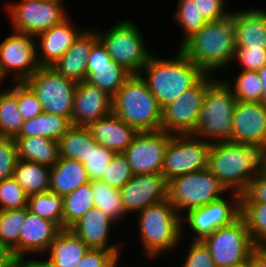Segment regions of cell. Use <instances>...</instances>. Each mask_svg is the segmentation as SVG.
Returning a JSON list of instances; mask_svg holds the SVG:
<instances>
[{
    "instance_id": "cell-37",
    "label": "cell",
    "mask_w": 266,
    "mask_h": 267,
    "mask_svg": "<svg viewBox=\"0 0 266 267\" xmlns=\"http://www.w3.org/2000/svg\"><path fill=\"white\" fill-rule=\"evenodd\" d=\"M132 74L112 61L110 67L95 68L87 81L113 97Z\"/></svg>"
},
{
    "instance_id": "cell-32",
    "label": "cell",
    "mask_w": 266,
    "mask_h": 267,
    "mask_svg": "<svg viewBox=\"0 0 266 267\" xmlns=\"http://www.w3.org/2000/svg\"><path fill=\"white\" fill-rule=\"evenodd\" d=\"M58 143L59 157L83 163L90 152L91 134L86 126L72 125Z\"/></svg>"
},
{
    "instance_id": "cell-16",
    "label": "cell",
    "mask_w": 266,
    "mask_h": 267,
    "mask_svg": "<svg viewBox=\"0 0 266 267\" xmlns=\"http://www.w3.org/2000/svg\"><path fill=\"white\" fill-rule=\"evenodd\" d=\"M28 34L14 30L0 43V65L4 73L15 72V82H24L39 69L37 40Z\"/></svg>"
},
{
    "instance_id": "cell-4",
    "label": "cell",
    "mask_w": 266,
    "mask_h": 267,
    "mask_svg": "<svg viewBox=\"0 0 266 267\" xmlns=\"http://www.w3.org/2000/svg\"><path fill=\"white\" fill-rule=\"evenodd\" d=\"M112 112L138 132L161 130L162 108L139 74H132L112 97Z\"/></svg>"
},
{
    "instance_id": "cell-50",
    "label": "cell",
    "mask_w": 266,
    "mask_h": 267,
    "mask_svg": "<svg viewBox=\"0 0 266 267\" xmlns=\"http://www.w3.org/2000/svg\"><path fill=\"white\" fill-rule=\"evenodd\" d=\"M197 1V8L199 13L207 22L220 20L231 12L227 13L224 6L225 0H194Z\"/></svg>"
},
{
    "instance_id": "cell-11",
    "label": "cell",
    "mask_w": 266,
    "mask_h": 267,
    "mask_svg": "<svg viewBox=\"0 0 266 267\" xmlns=\"http://www.w3.org/2000/svg\"><path fill=\"white\" fill-rule=\"evenodd\" d=\"M63 0H20L8 6L13 30L32 37L67 19Z\"/></svg>"
},
{
    "instance_id": "cell-54",
    "label": "cell",
    "mask_w": 266,
    "mask_h": 267,
    "mask_svg": "<svg viewBox=\"0 0 266 267\" xmlns=\"http://www.w3.org/2000/svg\"><path fill=\"white\" fill-rule=\"evenodd\" d=\"M14 267H52L46 260H27L25 257L16 259Z\"/></svg>"
},
{
    "instance_id": "cell-17",
    "label": "cell",
    "mask_w": 266,
    "mask_h": 267,
    "mask_svg": "<svg viewBox=\"0 0 266 267\" xmlns=\"http://www.w3.org/2000/svg\"><path fill=\"white\" fill-rule=\"evenodd\" d=\"M168 181L159 173L137 174L120 189L125 213H138L145 207L167 199Z\"/></svg>"
},
{
    "instance_id": "cell-44",
    "label": "cell",
    "mask_w": 266,
    "mask_h": 267,
    "mask_svg": "<svg viewBox=\"0 0 266 267\" xmlns=\"http://www.w3.org/2000/svg\"><path fill=\"white\" fill-rule=\"evenodd\" d=\"M17 104L24 120L32 119L43 112L40 101L24 82H17Z\"/></svg>"
},
{
    "instance_id": "cell-15",
    "label": "cell",
    "mask_w": 266,
    "mask_h": 267,
    "mask_svg": "<svg viewBox=\"0 0 266 267\" xmlns=\"http://www.w3.org/2000/svg\"><path fill=\"white\" fill-rule=\"evenodd\" d=\"M173 134L166 131L139 132L123 154L132 173L151 174L162 172L164 153Z\"/></svg>"
},
{
    "instance_id": "cell-7",
    "label": "cell",
    "mask_w": 266,
    "mask_h": 267,
    "mask_svg": "<svg viewBox=\"0 0 266 267\" xmlns=\"http://www.w3.org/2000/svg\"><path fill=\"white\" fill-rule=\"evenodd\" d=\"M96 32L112 60L131 74H139L153 54L146 48L141 30L131 20L117 22L105 34Z\"/></svg>"
},
{
    "instance_id": "cell-3",
    "label": "cell",
    "mask_w": 266,
    "mask_h": 267,
    "mask_svg": "<svg viewBox=\"0 0 266 267\" xmlns=\"http://www.w3.org/2000/svg\"><path fill=\"white\" fill-rule=\"evenodd\" d=\"M177 50L173 59H162L153 53L139 72L161 108L176 100L206 75L199 66ZM143 73H146V77Z\"/></svg>"
},
{
    "instance_id": "cell-31",
    "label": "cell",
    "mask_w": 266,
    "mask_h": 267,
    "mask_svg": "<svg viewBox=\"0 0 266 267\" xmlns=\"http://www.w3.org/2000/svg\"><path fill=\"white\" fill-rule=\"evenodd\" d=\"M0 92V137L15 138L24 123L17 104V82Z\"/></svg>"
},
{
    "instance_id": "cell-36",
    "label": "cell",
    "mask_w": 266,
    "mask_h": 267,
    "mask_svg": "<svg viewBox=\"0 0 266 267\" xmlns=\"http://www.w3.org/2000/svg\"><path fill=\"white\" fill-rule=\"evenodd\" d=\"M240 216L257 248H266V203H240Z\"/></svg>"
},
{
    "instance_id": "cell-8",
    "label": "cell",
    "mask_w": 266,
    "mask_h": 267,
    "mask_svg": "<svg viewBox=\"0 0 266 267\" xmlns=\"http://www.w3.org/2000/svg\"><path fill=\"white\" fill-rule=\"evenodd\" d=\"M225 192L228 191L206 168L170 179L167 199L181 215L184 211L205 206L223 197Z\"/></svg>"
},
{
    "instance_id": "cell-28",
    "label": "cell",
    "mask_w": 266,
    "mask_h": 267,
    "mask_svg": "<svg viewBox=\"0 0 266 267\" xmlns=\"http://www.w3.org/2000/svg\"><path fill=\"white\" fill-rule=\"evenodd\" d=\"M18 159L32 161L49 167L59 159L58 141L46 137H15Z\"/></svg>"
},
{
    "instance_id": "cell-38",
    "label": "cell",
    "mask_w": 266,
    "mask_h": 267,
    "mask_svg": "<svg viewBox=\"0 0 266 267\" xmlns=\"http://www.w3.org/2000/svg\"><path fill=\"white\" fill-rule=\"evenodd\" d=\"M26 217V207L0 210V239L7 244L19 258V235Z\"/></svg>"
},
{
    "instance_id": "cell-51",
    "label": "cell",
    "mask_w": 266,
    "mask_h": 267,
    "mask_svg": "<svg viewBox=\"0 0 266 267\" xmlns=\"http://www.w3.org/2000/svg\"><path fill=\"white\" fill-rule=\"evenodd\" d=\"M111 56L108 54L105 46L98 39L92 46L89 56L87 57V74L88 76L95 68L110 67L112 62Z\"/></svg>"
},
{
    "instance_id": "cell-46",
    "label": "cell",
    "mask_w": 266,
    "mask_h": 267,
    "mask_svg": "<svg viewBox=\"0 0 266 267\" xmlns=\"http://www.w3.org/2000/svg\"><path fill=\"white\" fill-rule=\"evenodd\" d=\"M182 267H217L202 240H192Z\"/></svg>"
},
{
    "instance_id": "cell-52",
    "label": "cell",
    "mask_w": 266,
    "mask_h": 267,
    "mask_svg": "<svg viewBox=\"0 0 266 267\" xmlns=\"http://www.w3.org/2000/svg\"><path fill=\"white\" fill-rule=\"evenodd\" d=\"M16 259L13 250L0 239V267H14Z\"/></svg>"
},
{
    "instance_id": "cell-22",
    "label": "cell",
    "mask_w": 266,
    "mask_h": 267,
    "mask_svg": "<svg viewBox=\"0 0 266 267\" xmlns=\"http://www.w3.org/2000/svg\"><path fill=\"white\" fill-rule=\"evenodd\" d=\"M60 230L55 222L31 213L26 207L19 235V257H25L27 253H46Z\"/></svg>"
},
{
    "instance_id": "cell-42",
    "label": "cell",
    "mask_w": 266,
    "mask_h": 267,
    "mask_svg": "<svg viewBox=\"0 0 266 267\" xmlns=\"http://www.w3.org/2000/svg\"><path fill=\"white\" fill-rule=\"evenodd\" d=\"M133 175L127 157L123 153H115L107 171L100 180L110 187L120 190Z\"/></svg>"
},
{
    "instance_id": "cell-34",
    "label": "cell",
    "mask_w": 266,
    "mask_h": 267,
    "mask_svg": "<svg viewBox=\"0 0 266 267\" xmlns=\"http://www.w3.org/2000/svg\"><path fill=\"white\" fill-rule=\"evenodd\" d=\"M28 211L55 222L63 229V196L52 191L41 192L29 196Z\"/></svg>"
},
{
    "instance_id": "cell-25",
    "label": "cell",
    "mask_w": 266,
    "mask_h": 267,
    "mask_svg": "<svg viewBox=\"0 0 266 267\" xmlns=\"http://www.w3.org/2000/svg\"><path fill=\"white\" fill-rule=\"evenodd\" d=\"M236 48L266 49V9L235 11Z\"/></svg>"
},
{
    "instance_id": "cell-10",
    "label": "cell",
    "mask_w": 266,
    "mask_h": 267,
    "mask_svg": "<svg viewBox=\"0 0 266 267\" xmlns=\"http://www.w3.org/2000/svg\"><path fill=\"white\" fill-rule=\"evenodd\" d=\"M24 83L34 92L43 112L67 117L71 121L76 84L52 67H39Z\"/></svg>"
},
{
    "instance_id": "cell-40",
    "label": "cell",
    "mask_w": 266,
    "mask_h": 267,
    "mask_svg": "<svg viewBox=\"0 0 266 267\" xmlns=\"http://www.w3.org/2000/svg\"><path fill=\"white\" fill-rule=\"evenodd\" d=\"M177 4L178 7L174 18L183 29V36H185L179 45L180 47L187 39L198 32L207 21L202 17L201 13H199L197 1L179 0Z\"/></svg>"
},
{
    "instance_id": "cell-41",
    "label": "cell",
    "mask_w": 266,
    "mask_h": 267,
    "mask_svg": "<svg viewBox=\"0 0 266 267\" xmlns=\"http://www.w3.org/2000/svg\"><path fill=\"white\" fill-rule=\"evenodd\" d=\"M115 152L98 144L91 136L90 152L84 165L90 181L100 180L107 171Z\"/></svg>"
},
{
    "instance_id": "cell-55",
    "label": "cell",
    "mask_w": 266,
    "mask_h": 267,
    "mask_svg": "<svg viewBox=\"0 0 266 267\" xmlns=\"http://www.w3.org/2000/svg\"><path fill=\"white\" fill-rule=\"evenodd\" d=\"M262 82V102L266 104V65L258 70Z\"/></svg>"
},
{
    "instance_id": "cell-29",
    "label": "cell",
    "mask_w": 266,
    "mask_h": 267,
    "mask_svg": "<svg viewBox=\"0 0 266 267\" xmlns=\"http://www.w3.org/2000/svg\"><path fill=\"white\" fill-rule=\"evenodd\" d=\"M71 126V121L67 117L42 112L32 119L24 120L16 137L42 136L59 141Z\"/></svg>"
},
{
    "instance_id": "cell-19",
    "label": "cell",
    "mask_w": 266,
    "mask_h": 267,
    "mask_svg": "<svg viewBox=\"0 0 266 267\" xmlns=\"http://www.w3.org/2000/svg\"><path fill=\"white\" fill-rule=\"evenodd\" d=\"M232 142L266 146V104L253 101L236 102Z\"/></svg>"
},
{
    "instance_id": "cell-2",
    "label": "cell",
    "mask_w": 266,
    "mask_h": 267,
    "mask_svg": "<svg viewBox=\"0 0 266 267\" xmlns=\"http://www.w3.org/2000/svg\"><path fill=\"white\" fill-rule=\"evenodd\" d=\"M235 12L207 22L178 49L206 74L230 66L236 52Z\"/></svg>"
},
{
    "instance_id": "cell-33",
    "label": "cell",
    "mask_w": 266,
    "mask_h": 267,
    "mask_svg": "<svg viewBox=\"0 0 266 267\" xmlns=\"http://www.w3.org/2000/svg\"><path fill=\"white\" fill-rule=\"evenodd\" d=\"M92 181L63 196V229L70 228L94 207Z\"/></svg>"
},
{
    "instance_id": "cell-48",
    "label": "cell",
    "mask_w": 266,
    "mask_h": 267,
    "mask_svg": "<svg viewBox=\"0 0 266 267\" xmlns=\"http://www.w3.org/2000/svg\"><path fill=\"white\" fill-rule=\"evenodd\" d=\"M234 59H238L242 70L258 71L266 65V49L236 48Z\"/></svg>"
},
{
    "instance_id": "cell-12",
    "label": "cell",
    "mask_w": 266,
    "mask_h": 267,
    "mask_svg": "<svg viewBox=\"0 0 266 267\" xmlns=\"http://www.w3.org/2000/svg\"><path fill=\"white\" fill-rule=\"evenodd\" d=\"M206 74L196 85L162 108L161 130L173 135L194 134L207 88L216 80Z\"/></svg>"
},
{
    "instance_id": "cell-6",
    "label": "cell",
    "mask_w": 266,
    "mask_h": 267,
    "mask_svg": "<svg viewBox=\"0 0 266 267\" xmlns=\"http://www.w3.org/2000/svg\"><path fill=\"white\" fill-rule=\"evenodd\" d=\"M236 102L228 84L216 79L206 90L193 135L209 143L232 141Z\"/></svg>"
},
{
    "instance_id": "cell-18",
    "label": "cell",
    "mask_w": 266,
    "mask_h": 267,
    "mask_svg": "<svg viewBox=\"0 0 266 267\" xmlns=\"http://www.w3.org/2000/svg\"><path fill=\"white\" fill-rule=\"evenodd\" d=\"M112 112V97L87 80L79 81L73 99L71 125L87 126Z\"/></svg>"
},
{
    "instance_id": "cell-20",
    "label": "cell",
    "mask_w": 266,
    "mask_h": 267,
    "mask_svg": "<svg viewBox=\"0 0 266 267\" xmlns=\"http://www.w3.org/2000/svg\"><path fill=\"white\" fill-rule=\"evenodd\" d=\"M82 32L75 29V25L73 26L70 19L67 18L62 23L38 35L39 43H36L38 65L51 67L65 54Z\"/></svg>"
},
{
    "instance_id": "cell-1",
    "label": "cell",
    "mask_w": 266,
    "mask_h": 267,
    "mask_svg": "<svg viewBox=\"0 0 266 267\" xmlns=\"http://www.w3.org/2000/svg\"><path fill=\"white\" fill-rule=\"evenodd\" d=\"M207 169L228 192L241 194L254 176L266 174V146L232 141L211 143Z\"/></svg>"
},
{
    "instance_id": "cell-21",
    "label": "cell",
    "mask_w": 266,
    "mask_h": 267,
    "mask_svg": "<svg viewBox=\"0 0 266 267\" xmlns=\"http://www.w3.org/2000/svg\"><path fill=\"white\" fill-rule=\"evenodd\" d=\"M114 220L100 208L93 207L87 211L71 229L89 248L110 250L113 254H120V246L108 245L110 230Z\"/></svg>"
},
{
    "instance_id": "cell-26",
    "label": "cell",
    "mask_w": 266,
    "mask_h": 267,
    "mask_svg": "<svg viewBox=\"0 0 266 267\" xmlns=\"http://www.w3.org/2000/svg\"><path fill=\"white\" fill-rule=\"evenodd\" d=\"M89 247L69 228L61 229L51 242L46 261L52 267H77ZM49 252V253H48Z\"/></svg>"
},
{
    "instance_id": "cell-27",
    "label": "cell",
    "mask_w": 266,
    "mask_h": 267,
    "mask_svg": "<svg viewBox=\"0 0 266 267\" xmlns=\"http://www.w3.org/2000/svg\"><path fill=\"white\" fill-rule=\"evenodd\" d=\"M90 182L84 165L76 160L59 157L58 162L50 167L49 190L65 196L79 186Z\"/></svg>"
},
{
    "instance_id": "cell-45",
    "label": "cell",
    "mask_w": 266,
    "mask_h": 267,
    "mask_svg": "<svg viewBox=\"0 0 266 267\" xmlns=\"http://www.w3.org/2000/svg\"><path fill=\"white\" fill-rule=\"evenodd\" d=\"M17 160L14 138L0 137V181L13 177Z\"/></svg>"
},
{
    "instance_id": "cell-14",
    "label": "cell",
    "mask_w": 266,
    "mask_h": 267,
    "mask_svg": "<svg viewBox=\"0 0 266 267\" xmlns=\"http://www.w3.org/2000/svg\"><path fill=\"white\" fill-rule=\"evenodd\" d=\"M230 195L231 199L234 198L231 203L221 197L205 206L184 212L186 214L181 216L182 232L186 223L195 235L193 240H203L218 228L230 225L240 216V194L231 191Z\"/></svg>"
},
{
    "instance_id": "cell-49",
    "label": "cell",
    "mask_w": 266,
    "mask_h": 267,
    "mask_svg": "<svg viewBox=\"0 0 266 267\" xmlns=\"http://www.w3.org/2000/svg\"><path fill=\"white\" fill-rule=\"evenodd\" d=\"M240 203H266V174L253 177L240 194Z\"/></svg>"
},
{
    "instance_id": "cell-56",
    "label": "cell",
    "mask_w": 266,
    "mask_h": 267,
    "mask_svg": "<svg viewBox=\"0 0 266 267\" xmlns=\"http://www.w3.org/2000/svg\"><path fill=\"white\" fill-rule=\"evenodd\" d=\"M8 76L4 73L2 66L0 65V83H2V80L5 79V77Z\"/></svg>"
},
{
    "instance_id": "cell-35",
    "label": "cell",
    "mask_w": 266,
    "mask_h": 267,
    "mask_svg": "<svg viewBox=\"0 0 266 267\" xmlns=\"http://www.w3.org/2000/svg\"><path fill=\"white\" fill-rule=\"evenodd\" d=\"M94 206L100 208L115 222L126 215L122 205L120 190L110 187L101 180H92Z\"/></svg>"
},
{
    "instance_id": "cell-24",
    "label": "cell",
    "mask_w": 266,
    "mask_h": 267,
    "mask_svg": "<svg viewBox=\"0 0 266 267\" xmlns=\"http://www.w3.org/2000/svg\"><path fill=\"white\" fill-rule=\"evenodd\" d=\"M98 40L96 30L85 29L72 46L51 67L60 75L75 82L87 80V57Z\"/></svg>"
},
{
    "instance_id": "cell-47",
    "label": "cell",
    "mask_w": 266,
    "mask_h": 267,
    "mask_svg": "<svg viewBox=\"0 0 266 267\" xmlns=\"http://www.w3.org/2000/svg\"><path fill=\"white\" fill-rule=\"evenodd\" d=\"M119 258L110 250L89 248L77 267H118Z\"/></svg>"
},
{
    "instance_id": "cell-9",
    "label": "cell",
    "mask_w": 266,
    "mask_h": 267,
    "mask_svg": "<svg viewBox=\"0 0 266 267\" xmlns=\"http://www.w3.org/2000/svg\"><path fill=\"white\" fill-rule=\"evenodd\" d=\"M202 241L208 247L217 267L243 264L257 249L241 216L230 225L218 228Z\"/></svg>"
},
{
    "instance_id": "cell-39",
    "label": "cell",
    "mask_w": 266,
    "mask_h": 267,
    "mask_svg": "<svg viewBox=\"0 0 266 267\" xmlns=\"http://www.w3.org/2000/svg\"><path fill=\"white\" fill-rule=\"evenodd\" d=\"M225 82L231 88L237 101L262 102V82L258 71L241 70L233 83L227 80Z\"/></svg>"
},
{
    "instance_id": "cell-43",
    "label": "cell",
    "mask_w": 266,
    "mask_h": 267,
    "mask_svg": "<svg viewBox=\"0 0 266 267\" xmlns=\"http://www.w3.org/2000/svg\"><path fill=\"white\" fill-rule=\"evenodd\" d=\"M29 195L12 177L0 181V210L27 207Z\"/></svg>"
},
{
    "instance_id": "cell-5",
    "label": "cell",
    "mask_w": 266,
    "mask_h": 267,
    "mask_svg": "<svg viewBox=\"0 0 266 267\" xmlns=\"http://www.w3.org/2000/svg\"><path fill=\"white\" fill-rule=\"evenodd\" d=\"M137 214L142 249L149 258L175 249L183 238L182 215L168 199L151 204Z\"/></svg>"
},
{
    "instance_id": "cell-57",
    "label": "cell",
    "mask_w": 266,
    "mask_h": 267,
    "mask_svg": "<svg viewBox=\"0 0 266 267\" xmlns=\"http://www.w3.org/2000/svg\"><path fill=\"white\" fill-rule=\"evenodd\" d=\"M231 267H248V264H247V262H245L243 264H238V265L231 266Z\"/></svg>"
},
{
    "instance_id": "cell-30",
    "label": "cell",
    "mask_w": 266,
    "mask_h": 267,
    "mask_svg": "<svg viewBox=\"0 0 266 267\" xmlns=\"http://www.w3.org/2000/svg\"><path fill=\"white\" fill-rule=\"evenodd\" d=\"M13 178L29 196L46 192L50 186V167L18 159Z\"/></svg>"
},
{
    "instance_id": "cell-23",
    "label": "cell",
    "mask_w": 266,
    "mask_h": 267,
    "mask_svg": "<svg viewBox=\"0 0 266 267\" xmlns=\"http://www.w3.org/2000/svg\"><path fill=\"white\" fill-rule=\"evenodd\" d=\"M92 138L115 153H123L138 135V131L113 112L86 126Z\"/></svg>"
},
{
    "instance_id": "cell-53",
    "label": "cell",
    "mask_w": 266,
    "mask_h": 267,
    "mask_svg": "<svg viewBox=\"0 0 266 267\" xmlns=\"http://www.w3.org/2000/svg\"><path fill=\"white\" fill-rule=\"evenodd\" d=\"M246 262L248 267H266V248H257Z\"/></svg>"
},
{
    "instance_id": "cell-13",
    "label": "cell",
    "mask_w": 266,
    "mask_h": 267,
    "mask_svg": "<svg viewBox=\"0 0 266 267\" xmlns=\"http://www.w3.org/2000/svg\"><path fill=\"white\" fill-rule=\"evenodd\" d=\"M210 146L211 143L193 134L173 135L165 149L161 173L169 181L206 169Z\"/></svg>"
}]
</instances>
